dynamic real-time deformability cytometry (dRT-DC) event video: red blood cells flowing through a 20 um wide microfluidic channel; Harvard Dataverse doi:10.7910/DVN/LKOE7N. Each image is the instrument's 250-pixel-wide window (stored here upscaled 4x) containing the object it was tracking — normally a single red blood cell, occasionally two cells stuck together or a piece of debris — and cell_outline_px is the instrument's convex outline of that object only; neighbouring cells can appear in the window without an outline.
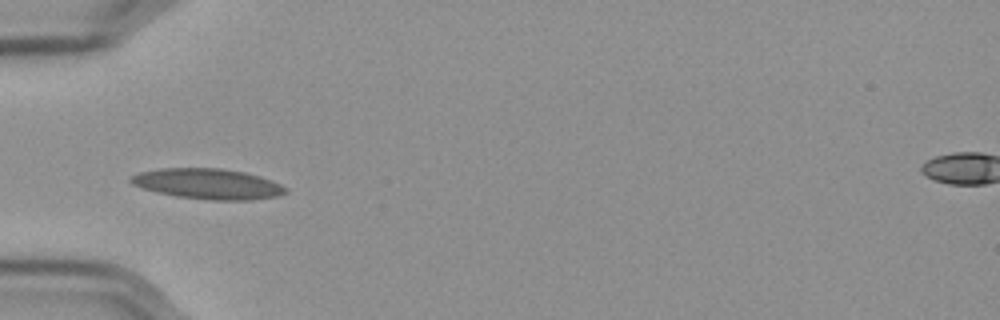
{"species": "Egyptian fruit bat (a non-hibernating species)", "species_latin": "Rousettus aegyptiacus", "temperature_condition": "cold", "stored_images_in_passage": 35, "camera_frame_rate_fps": 3000, "um_per_image_px": 0.085, "frame": {"image": 1, "passage_image": 1, "time_ms": 0.0, "image_size_px": [1000, 320], "cell_outline_px": [[288, 192], [280, 196], [252, 200], [208, 200], [176, 196], [156, 192], [132, 184], [128, 180], [132, 176], [140, 172], [164, 168], [220, 168], [244, 172], [260, 176], [272, 180], [288, 188]], "centroid_in_image_um": [17.72, 15.64], "position_along_channel_um": 67.3, "area_um2": 27.57}}
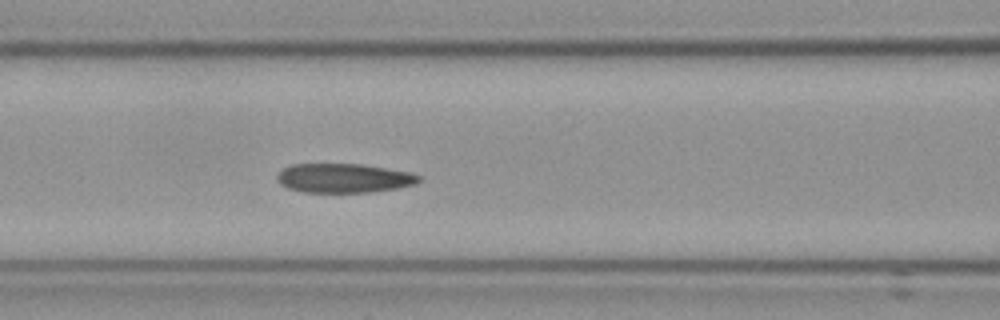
{"frame": {"image": 2, "passage_image": 7, "time_ms": 2.0, "image_size_px": [1000, 320], "cell_outline_px": [[420, 180], [416, 184], [396, 188], [368, 192], [304, 192], [288, 188], [280, 184], [276, 180], [276, 176], [284, 168], [292, 164], [360, 164], [408, 172], [420, 176]], "centroid_in_image_um": [29.18, 15.14], "position_along_channel_um": 137.4, "area_um2": 23.87}}
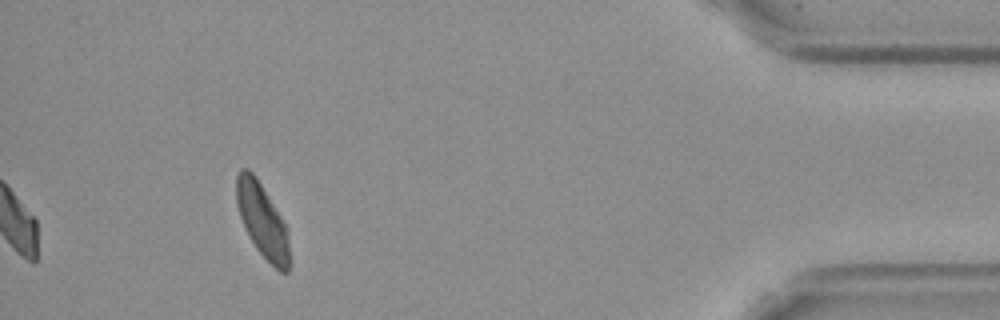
{"frame": {"image": 3, "passage_image": 35, "time_ms": 11.333, "image_size_px": [1000, 320], "cell_outline_px": [[292, 264], [288, 272], [280, 272], [256, 248], [240, 216], [236, 204], [236, 176], [240, 168], [248, 168], [256, 176], [288, 228], [292, 260]], "centroid_in_image_um": [22.35, 18.77], "position_along_channel_um": 412.8, "area_um2": 23.06}, "authors_computed_cell_mechanics": {"area_um2": 24.0448, "velocity_mm_per_s": 3.5403, "shape_relaxation_time_tau1_ms": null, "shape_relaxation_time_tau2_ms": 1.9664, "deformation_change_tau1": null, "deformation_change_tau2": 0.075}}